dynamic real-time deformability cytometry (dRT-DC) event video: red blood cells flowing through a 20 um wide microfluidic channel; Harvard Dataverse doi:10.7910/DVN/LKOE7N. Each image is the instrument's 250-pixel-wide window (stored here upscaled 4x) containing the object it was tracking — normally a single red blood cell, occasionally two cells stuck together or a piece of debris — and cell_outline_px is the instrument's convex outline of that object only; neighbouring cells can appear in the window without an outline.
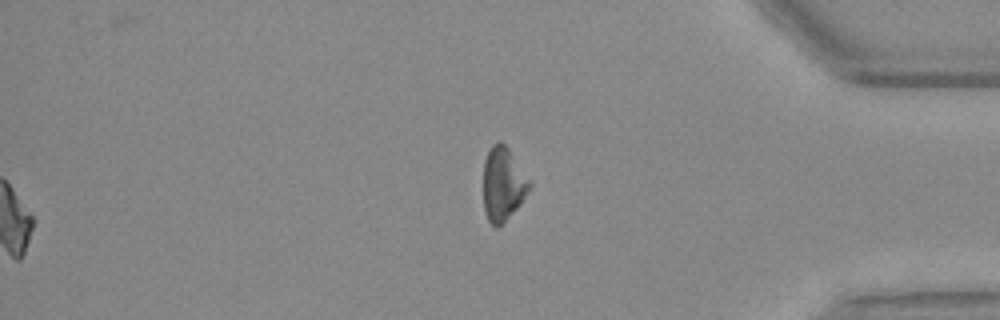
{"species": "Egyptian fruit bat (a non-hibernating species)", "species_latin": "Rousettus aegyptiacus", "temperature_condition": "warm", "stored_images_in_passage": 56, "segment_of_instrument_passage": [2, 2], "camera_frame_rate_fps": 3000, "um_per_image_px": 0.085, "animal": {"sex": "female"}, "frame": {"image": 1, "passage_image": 56, "time_ms": 18.333, "image_size_px": [1000, 320], "cell_outline_px": [[532, 188], [520, 204], [496, 228], [488, 220], [484, 208], [484, 160], [492, 144], [496, 140], [500, 140], [508, 148], [532, 184]], "centroid_in_image_um": [42.76, 15.61], "position_along_channel_um": 392.4, "area_um2": 19.54}}